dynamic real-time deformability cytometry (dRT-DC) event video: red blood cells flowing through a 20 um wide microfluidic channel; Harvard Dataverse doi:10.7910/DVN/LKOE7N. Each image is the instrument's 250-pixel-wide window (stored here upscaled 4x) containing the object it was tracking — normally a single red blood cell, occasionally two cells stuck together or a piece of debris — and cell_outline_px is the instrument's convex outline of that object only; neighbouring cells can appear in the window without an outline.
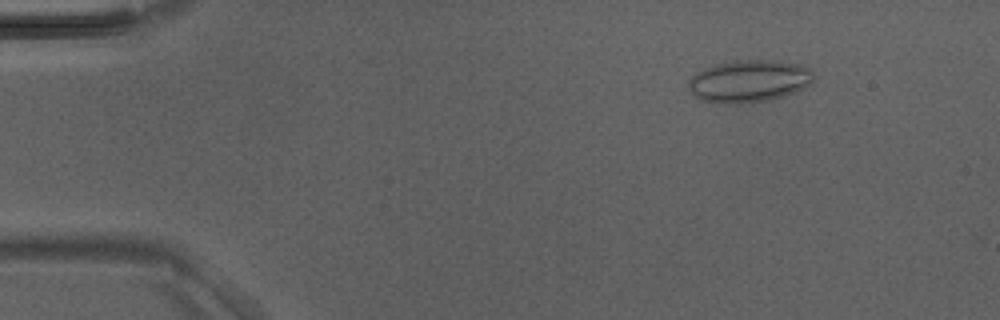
{"species": "Egyptian fruit bat (a non-hibernating species)", "species_latin": "Rousettus aegyptiacus", "temperature_condition": "room temperature", "stored_images_in_passage": 4, "camera_frame_rate_fps": 3000, "um_per_image_px": 0.085, "animal": {"sex": "male"}, "frame": {"image": 1, "passage_image": 1, "time_ms": 0.0, "image_size_px": [1000, 320], "cell_outline_px": [[816, 76], [808, 84], [796, 92], [772, 100], [736, 104], [716, 104], [700, 100], [692, 96], [688, 88], [688, 80], [696, 72], [704, 68], [716, 64], [736, 60], [776, 60], [800, 64], [808, 68]], "centroid_in_image_um": [63.62, 6.91], "position_along_channel_um": 21.4, "area_um2": 31.39}}